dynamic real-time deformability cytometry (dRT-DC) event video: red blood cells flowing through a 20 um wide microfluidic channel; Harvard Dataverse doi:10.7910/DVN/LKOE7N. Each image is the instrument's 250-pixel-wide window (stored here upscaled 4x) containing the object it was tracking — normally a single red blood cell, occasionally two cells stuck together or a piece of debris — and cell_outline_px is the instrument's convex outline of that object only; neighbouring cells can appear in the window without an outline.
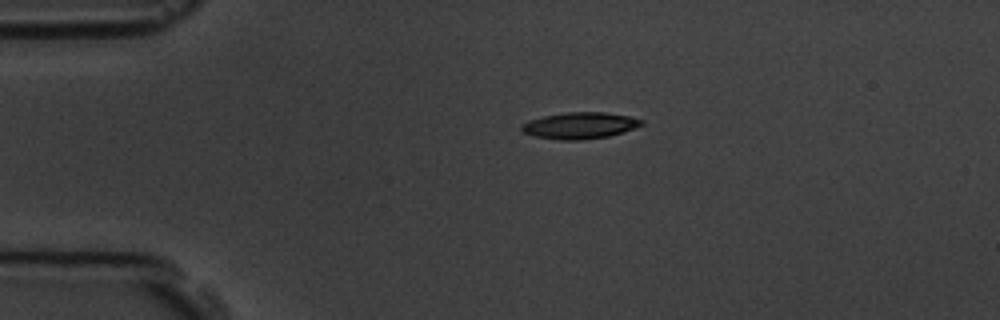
{"species": "common noctule bat (a hibernating species)", "species_latin": "Nyctalus noctula", "temperature_condition": "room temperature", "stored_images_in_passage": 2, "camera_frame_rate_fps": 3000, "um_per_image_px": 0.085, "animal": {"sex": "male", "body_mass_g": 19.5, "forearm_length_mm": 54.6}, "frame": {"image": 1, "passage_image": 1, "time_ms": 0.0, "image_size_px": [1000, 320], "cell_outline_px": [[644, 124], [608, 136], [580, 140], [560, 140], [532, 136], [524, 132], [520, 128], [520, 124], [528, 120], [544, 116], [564, 112], [604, 112], [628, 116], [644, 120]], "centroid_in_image_um": [49.22, 10.66], "position_along_channel_um": 35.8, "area_um2": 18.44}}